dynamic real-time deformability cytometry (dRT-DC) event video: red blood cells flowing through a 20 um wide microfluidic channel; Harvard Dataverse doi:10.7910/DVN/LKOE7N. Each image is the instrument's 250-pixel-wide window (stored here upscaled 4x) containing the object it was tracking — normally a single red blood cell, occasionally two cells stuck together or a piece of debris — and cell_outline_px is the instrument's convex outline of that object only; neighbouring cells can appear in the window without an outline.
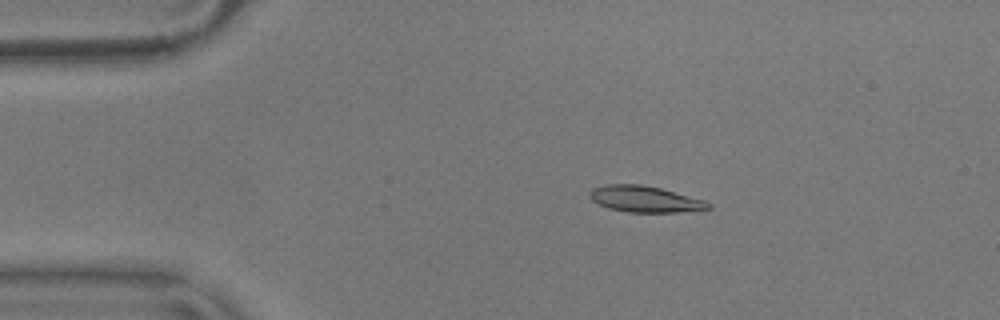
{"species": "common noctule bat (a hibernating species)", "species_latin": "Nyctalus noctula", "temperature_condition": "warm", "stored_images_in_passage": 55, "camera_frame_rate_fps": 3000, "um_per_image_px": 0.085, "animal": {"sex": "male", "body_mass_g": 17.9}, "frame": {"image": 1, "passage_image": 10, "time_ms": 3.0, "image_size_px": [1000, 320], "cell_outline_px": [[712, 208], [676, 212], [628, 212], [608, 208], [592, 200], [588, 196], [588, 192], [592, 188], [608, 184], [640, 184], [660, 188], [704, 200], [712, 204]], "centroid_in_image_um": [54.79, 16.92], "position_along_channel_um": 30.2, "area_um2": 18.03}}
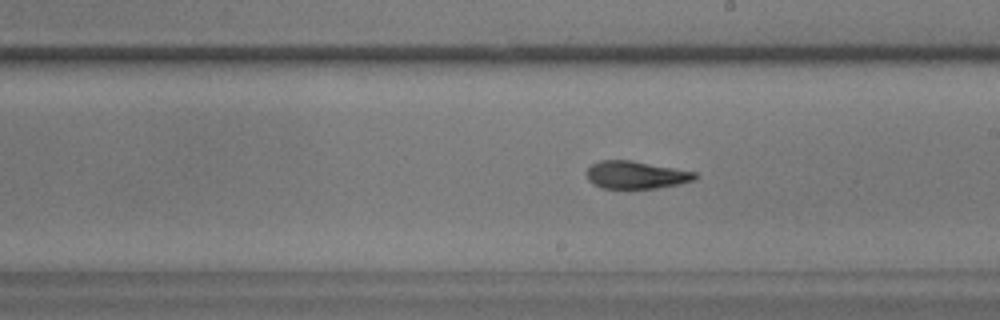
{"frame": {"image": 2, "passage_image": 31, "time_ms": 10.0, "image_size_px": [1000, 320], "cell_outline_px": [[696, 180], [680, 184], [656, 188], [600, 188], [588, 180], [588, 168], [592, 164], [600, 160], [632, 160], [696, 172]], "centroid_in_image_um": [54.07, 14.86], "position_along_channel_um": 234.9, "area_um2": 17.4}}
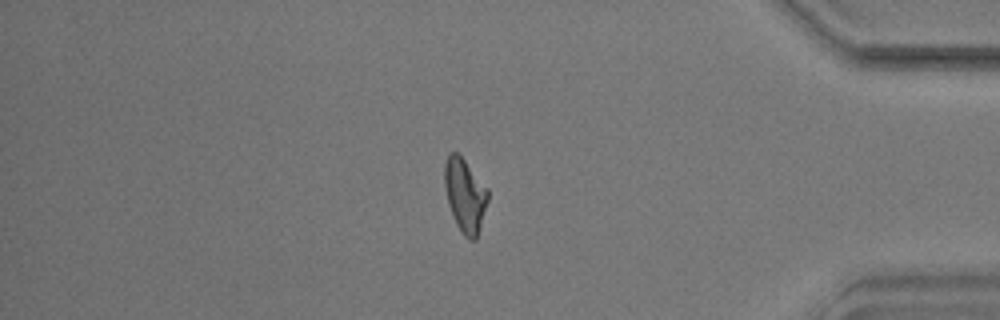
{"frame": {"image": 3, "passage_image": 47, "time_ms": 15.333, "image_size_px": [1000, 320], "cell_outline_px": [[488, 200], [480, 228], [476, 240], [468, 240], [460, 232], [456, 224], [448, 204], [444, 188], [444, 164], [448, 156], [452, 152], [456, 152], [464, 160], [488, 188]], "centroid_in_image_um": [39.52, 16.63], "position_along_channel_um": 395.7, "area_um2": 18.61}, "authors_computed_cell_mechanics": {"area_um2": 18.0336, "velocity_mm_per_s": 3.6139, "shape_relaxation_time_tau1_ms": 6.0409, "shape_relaxation_time_tau2_ms": 2.7023, "deformation_change_tau1": 0.1909, "deformation_change_tau2": 0.0971}}